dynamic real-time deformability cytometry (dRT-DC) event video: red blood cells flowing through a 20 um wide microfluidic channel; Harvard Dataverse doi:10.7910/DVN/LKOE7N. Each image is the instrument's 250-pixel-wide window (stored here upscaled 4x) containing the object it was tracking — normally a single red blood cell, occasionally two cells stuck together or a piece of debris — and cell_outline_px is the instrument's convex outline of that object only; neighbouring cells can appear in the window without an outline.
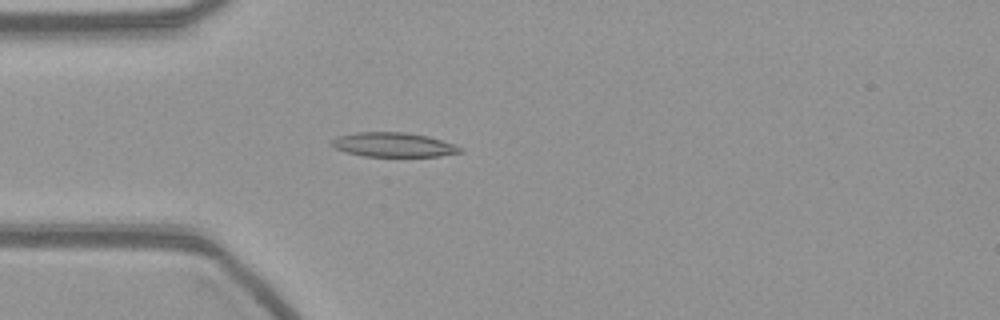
{"species": "common noctule bat (a hibernating species)", "species_latin": "Nyctalus noctula", "temperature_condition": "warm", "stored_images_in_passage": 44, "camera_frame_rate_fps": 3000, "um_per_image_px": 0.085, "animal": {"sex": "female", "body_mass_g": 21.9}, "frame": {"image": 1, "passage_image": 4, "time_ms": 1.0, "image_size_px": [1000, 320], "cell_outline_px": [[464, 152], [440, 156], [364, 156], [332, 148], [328, 144], [336, 136], [356, 132], [404, 132], [428, 136], [464, 148]], "centroid_in_image_um": [33.41, 12.3], "position_along_channel_um": 51.6, "area_um2": 18.32}}
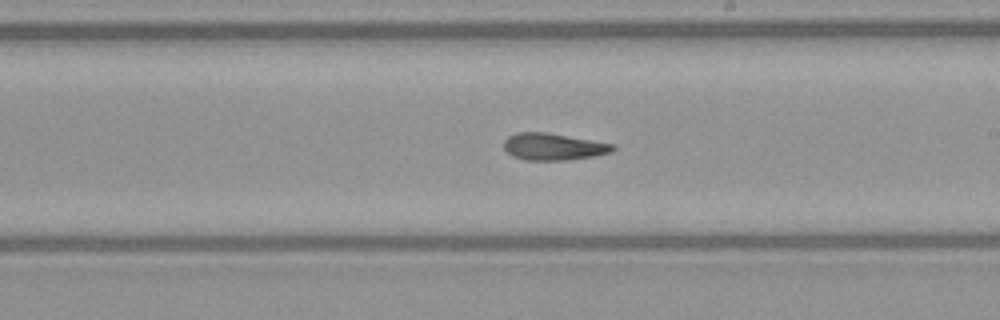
{"frame": {"image": 2, "passage_image": 20, "time_ms": 6.333, "image_size_px": [1000, 320], "cell_outline_px": [[616, 148], [612, 152], [592, 156], [568, 160], [524, 160], [512, 156], [504, 148], [504, 140], [508, 136], [516, 132], [544, 132], [616, 144]], "centroid_in_image_um": [47.03, 12.47], "position_along_channel_um": 242.0, "area_um2": 17.11}}
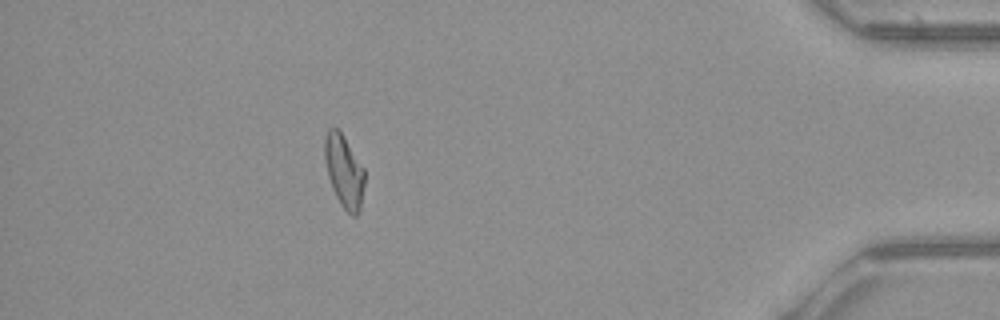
{"frame": {"image": 3, "passage_image": 38, "time_ms": 12.333, "image_size_px": [1000, 320], "cell_outline_px": [[364, 184], [360, 212], [356, 216], [352, 216], [340, 204], [332, 188], [328, 176], [324, 160], [324, 136], [328, 128], [336, 128], [344, 136], [364, 168]], "centroid_in_image_um": [29.23, 14.55], "position_along_channel_um": 406.0, "area_um2": 16.99}}